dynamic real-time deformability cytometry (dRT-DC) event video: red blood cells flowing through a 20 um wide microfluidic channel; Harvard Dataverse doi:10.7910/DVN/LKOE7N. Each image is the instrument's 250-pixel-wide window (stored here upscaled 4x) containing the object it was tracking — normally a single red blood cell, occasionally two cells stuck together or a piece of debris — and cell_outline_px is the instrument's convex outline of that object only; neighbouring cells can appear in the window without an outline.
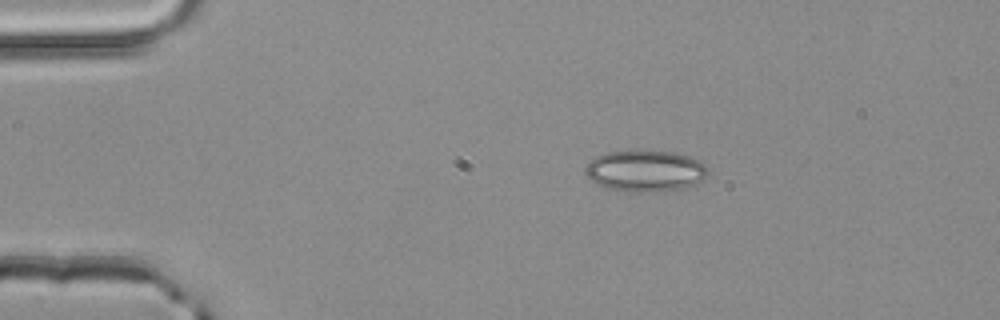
{"species": "common noctule bat (a hibernating species)", "species_latin": "Nyctalus noctula", "temperature_condition": "room temperature", "stored_images_in_passage": 2, "camera_frame_rate_fps": 3000, "um_per_image_px": 0.085, "animal": {"sex": "male", "body_mass_g": 20.4}, "frame": {"image": 1, "passage_image": 1, "time_ms": 0.0, "image_size_px": [1000, 320], "cell_outline_px": [[708, 172], [700, 180], [684, 188], [656, 192], [632, 192], [604, 188], [592, 180], [588, 176], [588, 164], [596, 156], [608, 152], [672, 152], [692, 156], [700, 160], [708, 168]], "centroid_in_image_um": [54.89, 14.55], "position_along_channel_um": 30.1, "area_um2": 28.96}}